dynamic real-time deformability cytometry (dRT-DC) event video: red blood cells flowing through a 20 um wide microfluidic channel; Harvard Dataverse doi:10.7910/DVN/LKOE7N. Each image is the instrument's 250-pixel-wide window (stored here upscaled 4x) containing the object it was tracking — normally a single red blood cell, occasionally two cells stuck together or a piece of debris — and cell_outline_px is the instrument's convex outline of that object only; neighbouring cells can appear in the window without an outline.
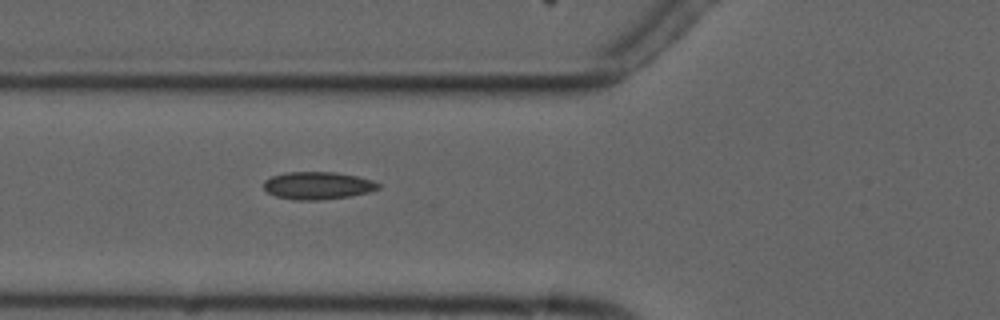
{"species": "common noctule bat (a hibernating species)", "species_latin": "Nyctalus noctula", "temperature_condition": "cold", "stored_images_in_passage": 6, "camera_frame_rate_fps": 3000, "um_per_image_px": 0.085, "animal": {"sex": "male", "forearm_length_mm": 52.5}, "frame": {"image": 1, "passage_image": 6, "time_ms": 6.667, "image_size_px": [1000, 320], "cell_outline_px": [[380, 188], [368, 192], [352, 196], [320, 200], [296, 200], [276, 196], [268, 192], [264, 188], [264, 180], [272, 176], [288, 172], [336, 172], [356, 176], [372, 180], [380, 184]], "centroid_in_image_um": [27.02, 15.77], "position_along_channel_um": 98.8, "area_um2": 18.38}}